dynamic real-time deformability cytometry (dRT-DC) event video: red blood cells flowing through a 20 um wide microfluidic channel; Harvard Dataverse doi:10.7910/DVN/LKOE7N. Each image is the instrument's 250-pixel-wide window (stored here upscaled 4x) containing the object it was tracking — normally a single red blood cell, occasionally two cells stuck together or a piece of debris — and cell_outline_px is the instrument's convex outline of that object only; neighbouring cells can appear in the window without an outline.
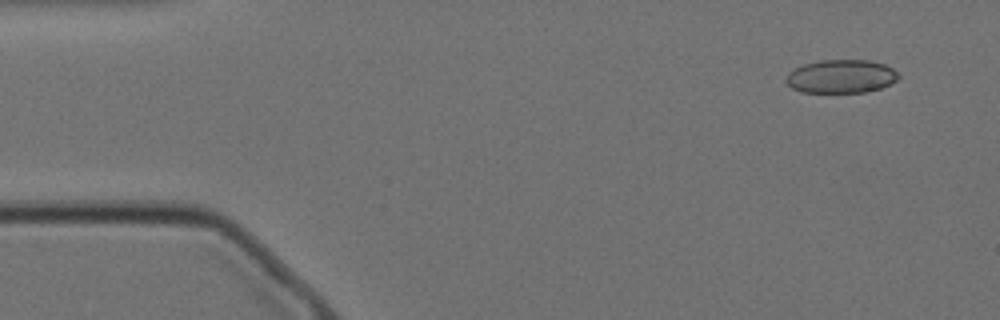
{"species": "Egyptian fruit bat (a non-hibernating species)", "species_latin": "Rousettus aegyptiacus", "temperature_condition": "cold", "stored_images_in_passage": 55, "camera_frame_rate_fps": 3000, "um_per_image_px": 0.085, "animal": {"sex": "female"}, "frame": {"image": 1, "passage_image": 2, "time_ms": 0.333, "image_size_px": [1000, 320], "cell_outline_px": [[900, 76], [896, 80], [880, 88], [864, 92], [800, 92], [792, 88], [784, 80], [788, 72], [804, 64], [820, 60], [868, 60], [884, 64], [892, 68]], "centroid_in_image_um": [71.46, 6.49], "position_along_channel_um": 13.5, "area_um2": 21.79}}
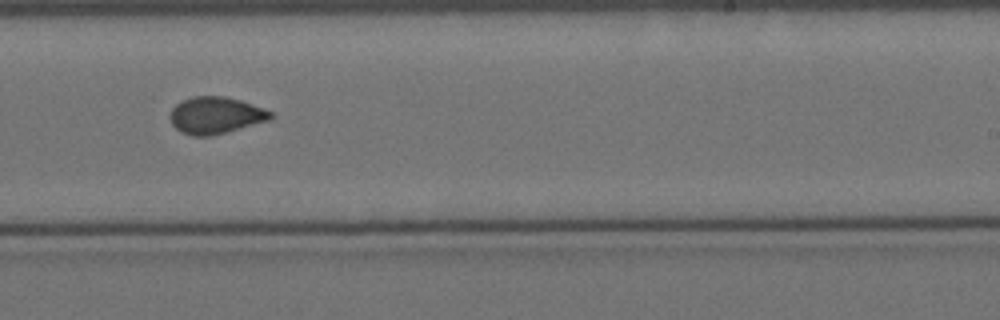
{"frame": {"image": 2, "passage_image": 32, "time_ms": 10.333, "image_size_px": [1000, 320], "cell_outline_px": [[276, 116], [268, 120], [212, 136], [192, 136], [180, 132], [172, 124], [168, 116], [172, 108], [176, 104], [192, 96], [224, 96], [240, 100], [264, 108], [272, 112]], "centroid_in_image_um": [18.31, 9.8], "position_along_channel_um": 270.7, "area_um2": 21.68}}
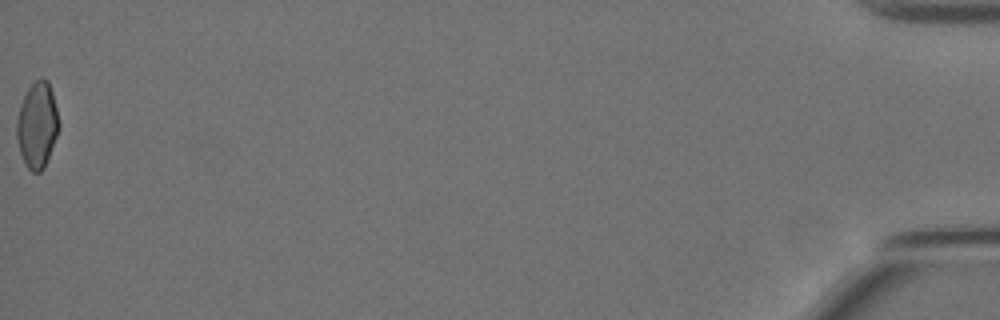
{"frame": {"image": 3, "passage_image": 55, "time_ms": 18.0, "image_size_px": [1000, 320], "cell_outline_px": [[60, 124], [56, 136], [44, 168], [40, 172], [32, 172], [24, 164], [20, 152], [16, 136], [16, 120], [20, 104], [28, 88], [40, 76], [44, 76], [48, 80], [52, 92]], "centroid_in_image_um": [3.15, 10.61], "position_along_channel_um": 432.1, "area_um2": 21.15}, "authors_computed_cell_mechanics": {"area_um2": 21.4438, "velocity_mm_per_s": 3.5086, "shape_relaxation_time_tau1_ms": null, "shape_relaxation_time_tau2_ms": 1.4125, "deformation_change_tau1": null, "deformation_change_tau2": 0.0573}}